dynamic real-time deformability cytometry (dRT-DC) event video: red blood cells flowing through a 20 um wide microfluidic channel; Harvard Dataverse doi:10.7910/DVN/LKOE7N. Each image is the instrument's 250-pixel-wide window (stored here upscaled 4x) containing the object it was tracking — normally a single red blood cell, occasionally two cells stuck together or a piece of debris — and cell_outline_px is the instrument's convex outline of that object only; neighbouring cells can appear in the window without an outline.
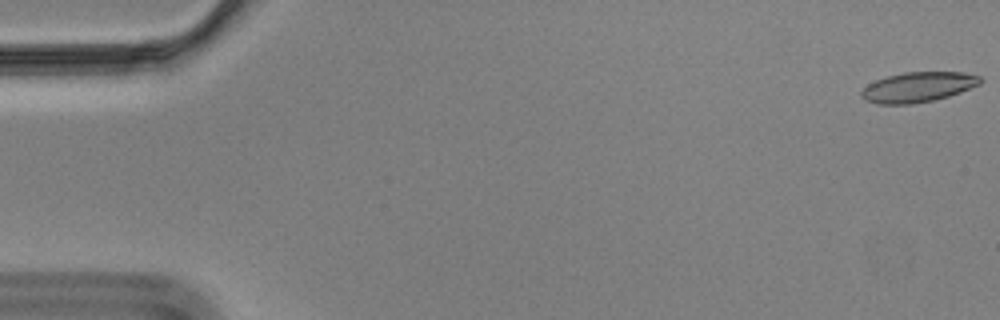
{"species": "Egyptian fruit bat (a non-hibernating species)", "species_latin": "Rousettus aegyptiacus", "temperature_condition": "cold", "stored_images_in_passage": 58, "camera_frame_rate_fps": 3000, "um_per_image_px": 0.085, "animal": {"sex": "male"}, "frame": {"image": 1, "passage_image": 1, "time_ms": 0.0, "image_size_px": [1000, 320], "cell_outline_px": [[984, 80], [980, 84], [960, 92], [948, 96], [932, 100], [912, 104], [876, 104], [864, 100], [860, 96], [860, 92], [868, 84], [876, 80], [888, 76], [904, 72], [964, 72], [980, 76]], "centroid_in_image_um": [78.02, 7.4], "position_along_channel_um": 7.0, "area_um2": 20.87}}
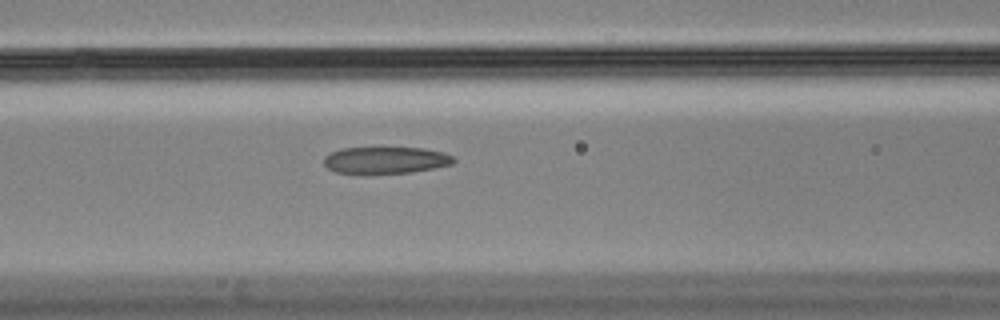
{"frame": {"image": 2, "passage_image": 24, "time_ms": 7.667, "image_size_px": [1000, 320], "cell_outline_px": [[456, 160], [452, 164], [412, 172], [336, 172], [328, 168], [324, 164], [324, 156], [340, 148], [384, 144], [424, 148], [444, 152], [452, 156]], "centroid_in_image_um": [32.78, 13.52], "position_along_channel_um": 133.8, "area_um2": 20.98}}
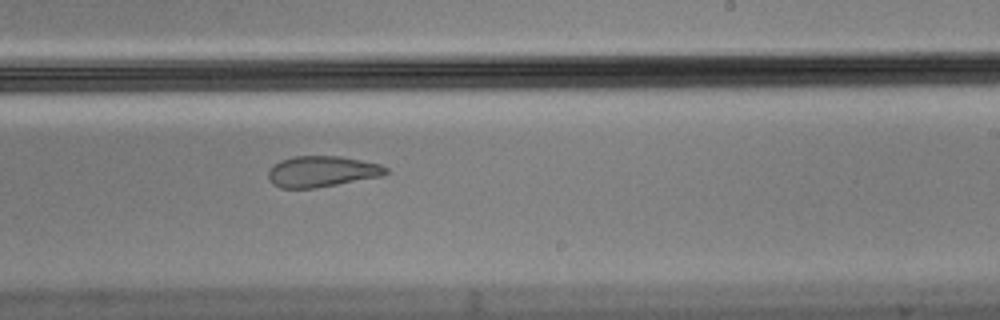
{"frame": {"image": 3, "passage_image": 35, "time_ms": 11.333, "image_size_px": [1000, 320], "cell_outline_px": [[388, 172], [384, 176], [316, 188], [280, 188], [272, 184], [268, 180], [268, 172], [272, 164], [280, 160], [292, 156], [340, 156], [380, 164], [388, 168]], "centroid_in_image_um": [27.34, 14.58], "position_along_channel_um": 261.7, "area_um2": 21.5}, "authors_computed_cell_mechanics": {"area_um2": 21.7328, "velocity_mm_per_s": 3.4898, "shape_relaxation_time_tau1_ms": null, "shape_relaxation_time_tau2_ms": 2.4908, "deformation_change_tau1": null, "deformation_change_tau2": 0.0832}}